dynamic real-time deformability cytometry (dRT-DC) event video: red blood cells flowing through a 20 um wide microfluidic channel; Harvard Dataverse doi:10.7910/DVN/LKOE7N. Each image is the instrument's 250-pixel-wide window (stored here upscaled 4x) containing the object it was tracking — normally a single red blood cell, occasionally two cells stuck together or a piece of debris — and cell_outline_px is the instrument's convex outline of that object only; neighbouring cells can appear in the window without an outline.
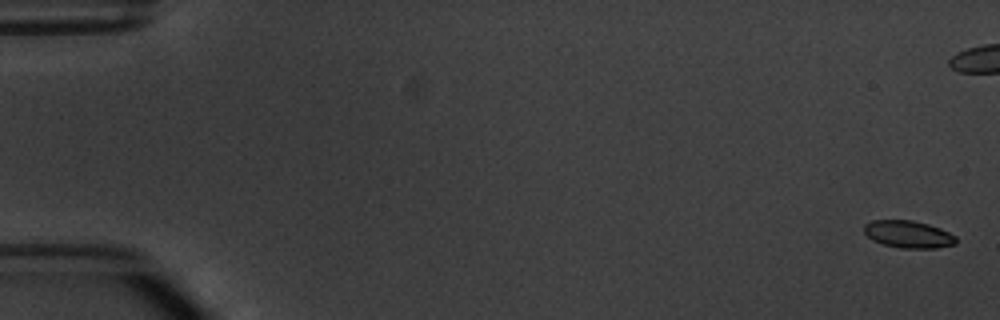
{"species": "common noctule bat (a hibernating species)", "species_latin": "Nyctalus noctula", "temperature_condition": "warm", "stored_images_in_passage": 6, "camera_frame_rate_fps": 3000, "um_per_image_px": 0.085, "animal": {"sex": "male", "body_mass_g": 20.1, "forearm_length_mm": 53.5}, "frame": {"image": 1, "passage_image": 1, "time_ms": 0.0, "image_size_px": [1000, 320], "cell_outline_px": [[956, 244], [936, 248], [900, 248], [884, 244], [872, 240], [864, 232], [864, 224], [872, 220], [912, 220], [928, 224], [940, 228], [956, 236]], "centroid_in_image_um": [77.21, 19.91], "position_along_channel_um": 7.8, "area_um2": 14.62}}
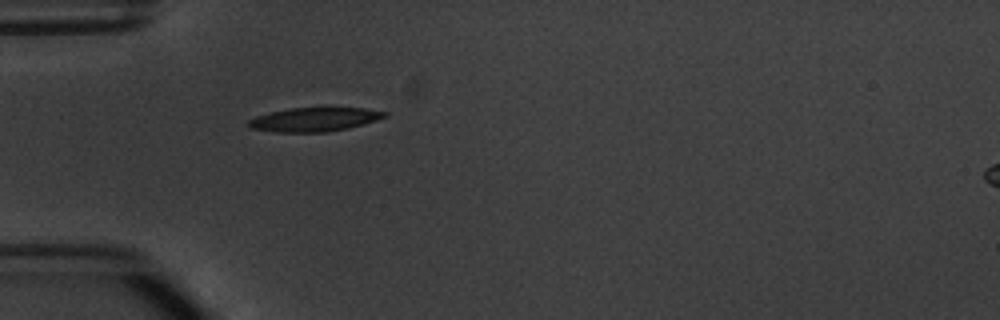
{"frame": {"image": 2, "passage_image": 6, "time_ms": 6.667, "image_size_px": [1000, 320], "cell_outline_px": [[388, 116], [376, 120], [348, 128], [328, 132], [276, 132], [252, 128], [248, 124], [248, 120], [256, 116], [272, 112], [292, 108], [324, 104], [364, 108], [388, 112]], "centroid_in_image_um": [26.8, 10.1], "position_along_channel_um": 58.2, "area_um2": 19.77}}